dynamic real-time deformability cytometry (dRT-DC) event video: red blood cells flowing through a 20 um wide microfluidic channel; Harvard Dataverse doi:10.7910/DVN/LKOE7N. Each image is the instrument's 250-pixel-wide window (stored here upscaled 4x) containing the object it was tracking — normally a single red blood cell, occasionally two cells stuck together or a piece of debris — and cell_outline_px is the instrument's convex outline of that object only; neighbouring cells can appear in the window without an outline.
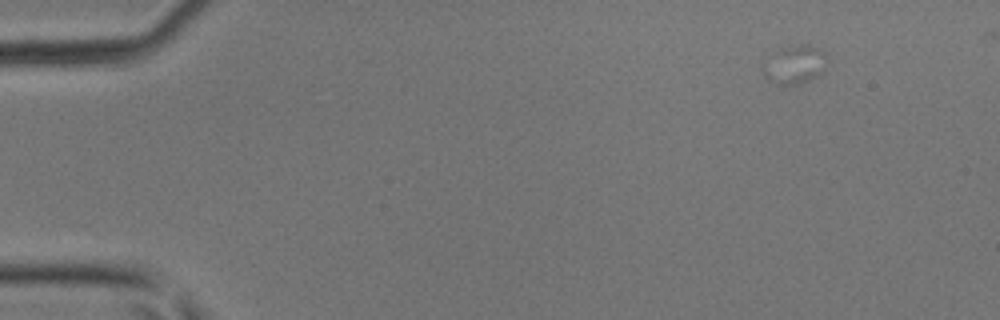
{"species": "common noctule bat (a hibernating species)", "species_latin": "Nyctalus noctula", "temperature_condition": "room temperature", "stored_images_in_passage": 13, "camera_frame_rate_fps": 3000, "um_per_image_px": 0.085, "animal": {"sex": "male", "body_mass_g": 17.9, "forearm_length_mm": 54.2}, "frame": {"image": 1, "passage_image": 3, "time_ms": 0.667, "image_size_px": [1000, 320], "cell_outline_px": [[824, 72], [800, 84], [776, 84], [768, 80], [760, 68], [780, 48], [792, 44], [812, 44], [820, 48], [824, 52]], "centroid_in_image_um": [67.54, 5.47], "position_along_channel_um": 17.5, "area_um2": 14.28}}
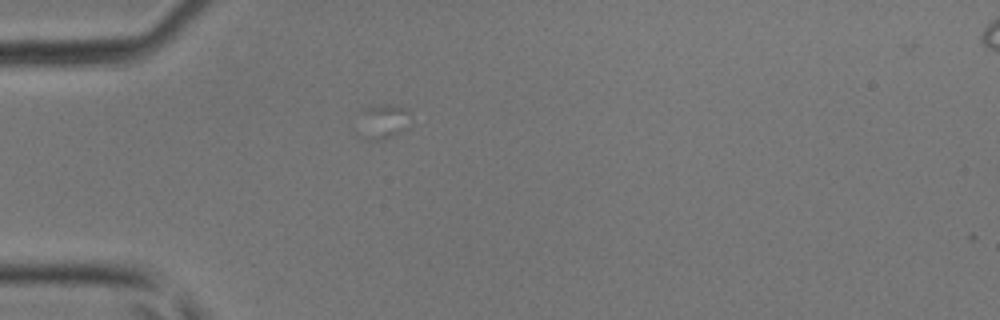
{"frame": {"image": 2, "passage_image": 12, "time_ms": 3.667, "image_size_px": [1000, 320], "cell_outline_px": [[412, 112], [408, 128], [384, 140], [364, 140], [356, 136], [352, 128], [364, 112], [368, 108], [380, 104], [388, 104], [408, 108]], "centroid_in_image_um": [32.49, 10.38], "position_along_channel_um": 52.5, "area_um2": 11.44}}